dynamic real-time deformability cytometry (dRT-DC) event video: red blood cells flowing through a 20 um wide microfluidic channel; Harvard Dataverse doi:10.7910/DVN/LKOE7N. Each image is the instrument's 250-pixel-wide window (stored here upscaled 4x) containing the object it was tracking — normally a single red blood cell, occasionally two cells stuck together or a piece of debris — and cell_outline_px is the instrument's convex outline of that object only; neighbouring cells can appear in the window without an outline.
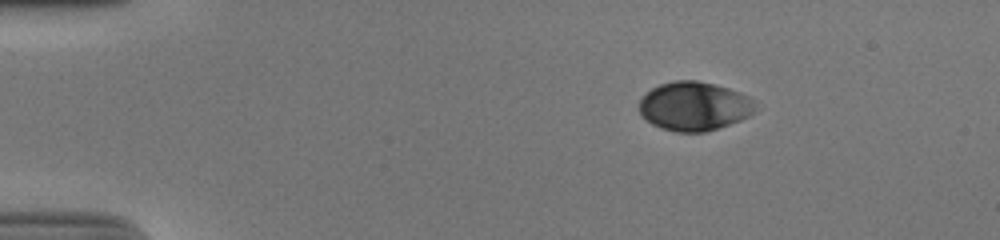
{"species": "human", "species_latin": "Homo sapiens", "temperature_condition": "cold", "stored_images_in_passage": 46, "camera_frame_rate_fps": 3000, "um_per_image_px": 0.085, "donor": {"sex": "male"}, "frame": {"image": 1, "passage_image": 1, "time_ms": 0.0, "image_size_px": [1000, 240], "cell_outline_px": [[752, 112], [748, 116], [740, 120], [704, 132], [676, 132], [660, 128], [652, 124], [640, 116], [640, 100], [652, 88], [660, 84], [672, 80], [696, 80], [716, 84], [740, 92], [748, 96], [752, 100]], "centroid_in_image_um": [58.95, 9.02], "position_along_channel_um": 26.0, "area_um2": 32.83}}
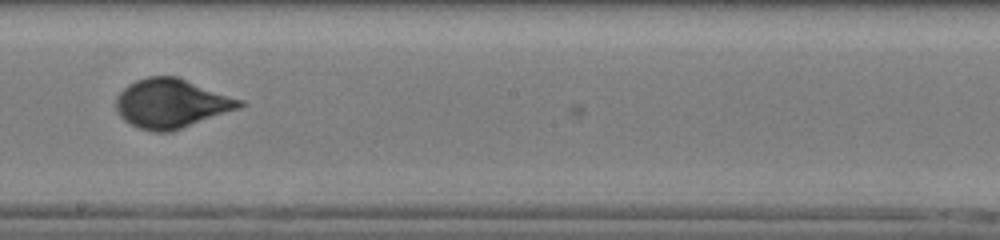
{"frame": {"image": 2, "passage_image": 24, "time_ms": 7.667, "image_size_px": [1000, 240], "cell_outline_px": [[248, 104], [240, 108], [172, 132], [152, 132], [140, 128], [124, 120], [120, 116], [116, 108], [116, 96], [128, 84], [136, 80], [148, 76], [176, 76], [244, 100]], "centroid_in_image_um": [14.59, 8.8], "position_along_channel_um": 233.6, "area_um2": 35.55}}
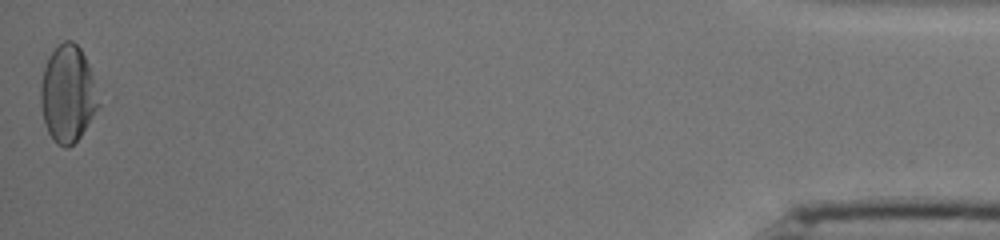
{"frame": {"image": 3, "passage_image": 46, "time_ms": 15.0, "image_size_px": [1000, 240], "cell_outline_px": [[100, 104], [80, 136], [68, 148], [64, 148], [56, 144], [48, 132], [44, 120], [40, 104], [40, 84], [44, 68], [48, 56], [64, 40], [72, 40], [80, 48], [92, 72]], "centroid_in_image_um": [5.74, 7.98], "position_along_channel_um": 429.5, "area_um2": 32.54}, "authors_computed_cell_mechanics": {"area_um2": 33.8419, "velocity_mm_per_s": 3.8329, "shape_relaxation_time_tau1_ms": 3.6431, "shape_relaxation_time_tau2_ms": null, "deformation_change_tau1": 0.153, "deformation_change_tau2": null}}